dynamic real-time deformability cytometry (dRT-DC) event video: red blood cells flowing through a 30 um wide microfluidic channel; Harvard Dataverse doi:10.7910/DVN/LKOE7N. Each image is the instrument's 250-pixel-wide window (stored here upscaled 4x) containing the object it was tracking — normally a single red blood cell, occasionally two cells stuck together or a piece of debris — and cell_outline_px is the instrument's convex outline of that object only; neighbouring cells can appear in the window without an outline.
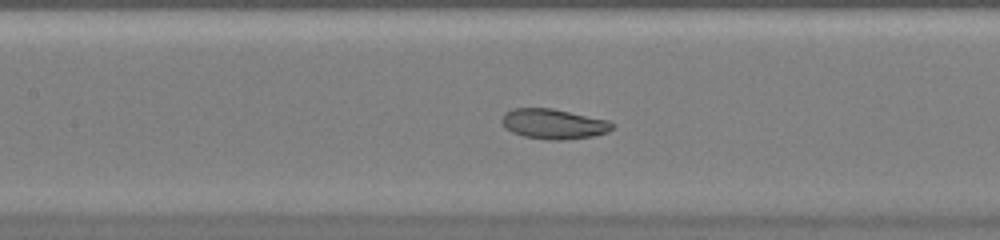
{"species": "common noctule bat (a hibernating species)", "species_latin": "Nyctalus noctula", "temperature_condition": "warm", "stored_images_in_passage": 45, "camera_frame_rate_fps": 3000, "um_per_image_px": 0.085, "animal": {"sex": "female", "body_mass_g": 20.0, "forearm_length_mm": 54.0}, "frame": {"image": 1, "passage_image": 20, "time_ms": 6.333, "image_size_px": [1000, 240], "cell_outline_px": [[616, 124], [608, 132], [592, 136], [564, 140], [548, 140], [524, 136], [512, 132], [504, 128], [500, 120], [504, 112], [512, 108], [552, 108], [608, 120]], "centroid_in_image_um": [47.02, 10.53], "position_along_channel_um": 160.4, "area_um2": 19.54}}
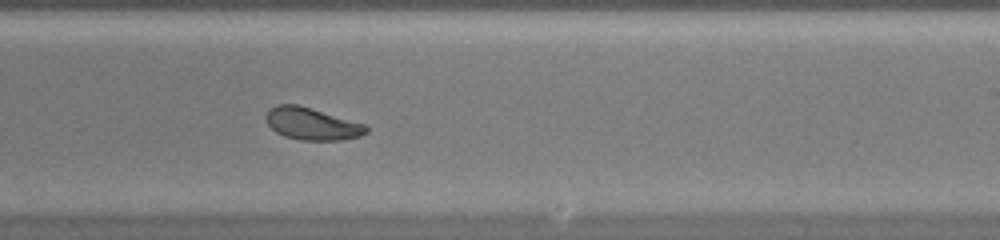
{"frame": {"image": 2, "passage_image": 27, "time_ms": 8.667, "image_size_px": [1000, 240], "cell_outline_px": [[368, 132], [360, 136], [340, 140], [300, 140], [284, 136], [276, 132], [268, 124], [268, 112], [276, 104], [296, 104], [364, 124], [368, 128]], "centroid_in_image_um": [26.53, 10.54], "position_along_channel_um": 262.5, "area_um2": 18.32}}
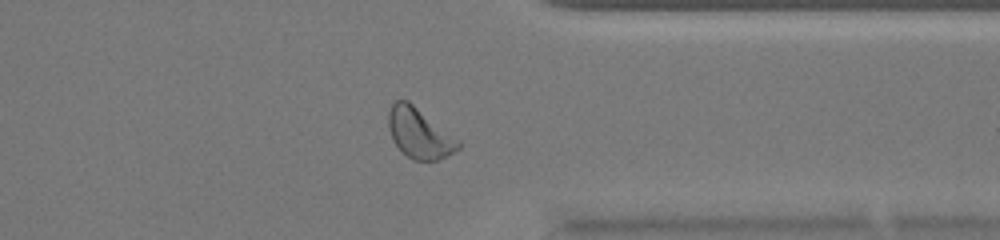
{"frame": {"image": 3, "passage_image": 35, "time_ms": 11.333, "image_size_px": [1000, 240], "cell_outline_px": [[460, 148], [448, 156], [436, 160], [412, 160], [392, 140], [388, 128], [388, 112], [392, 104], [396, 100], [408, 100], [460, 140]], "centroid_in_image_um": [35.65, 11.32], "position_along_channel_um": 375.7, "area_um2": 20.35}}